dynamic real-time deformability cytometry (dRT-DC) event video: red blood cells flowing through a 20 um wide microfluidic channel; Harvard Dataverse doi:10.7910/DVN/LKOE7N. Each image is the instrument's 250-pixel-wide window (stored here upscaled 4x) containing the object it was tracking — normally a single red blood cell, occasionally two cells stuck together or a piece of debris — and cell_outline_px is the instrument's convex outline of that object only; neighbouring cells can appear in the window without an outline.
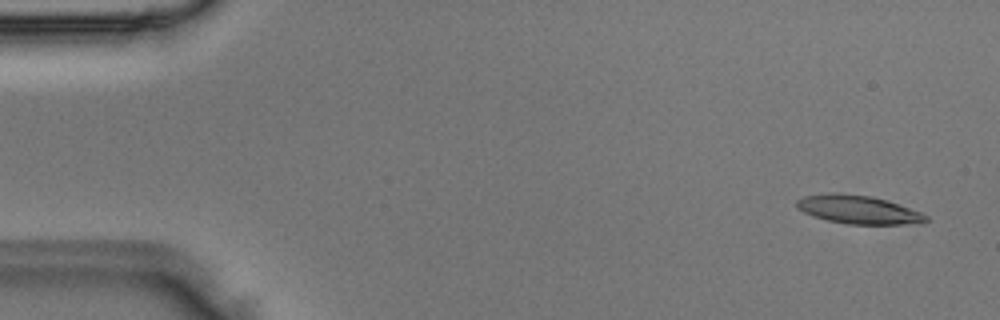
{"species": "Egyptian fruit bat (a non-hibernating species)", "species_latin": "Rousettus aegyptiacus", "temperature_condition": "room temperature", "stored_images_in_passage": 49, "camera_frame_rate_fps": 3000, "um_per_image_px": 0.085, "animal": {"sex": "male"}, "frame": {"image": 1, "passage_image": 3, "time_ms": 0.667, "image_size_px": [1000, 320], "cell_outline_px": [[932, 220], [924, 224], [848, 224], [828, 220], [812, 216], [796, 208], [796, 200], [804, 196], [832, 192], [836, 192], [872, 196], [920, 212], [928, 216]], "centroid_in_image_um": [72.97, 17.82], "position_along_channel_um": 12.0, "area_um2": 21.5}}
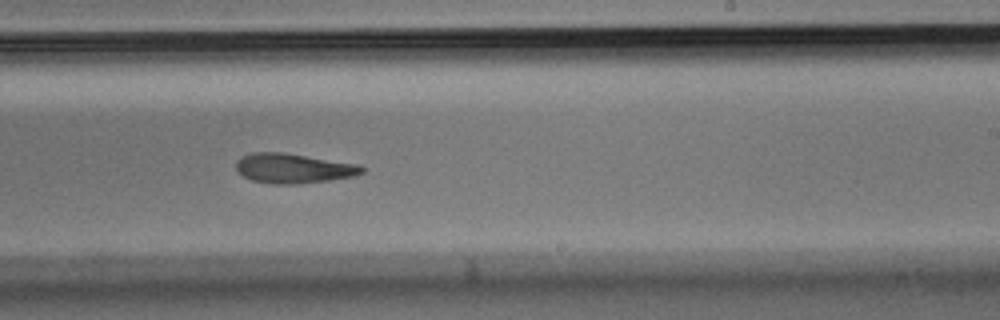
{"frame": {"image": 2, "passage_image": 30, "time_ms": 9.667, "image_size_px": [1000, 320], "cell_outline_px": [[364, 172], [352, 176], [328, 180], [296, 184], [272, 184], [252, 180], [244, 176], [236, 168], [236, 160], [240, 156], [252, 152], [284, 152], [356, 164], [364, 168]], "centroid_in_image_um": [24.88, 14.3], "position_along_channel_um": 264.1, "area_um2": 21.62}}
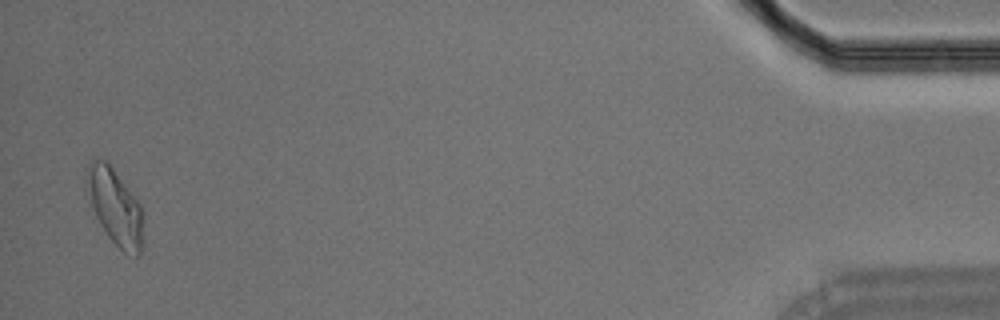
{"frame": {"image": 3, "passage_image": 48, "time_ms": 15.667, "image_size_px": [1000, 320], "cell_outline_px": [[144, 212], [140, 256], [136, 256], [124, 252], [108, 236], [88, 204], [84, 192], [84, 168], [96, 160], [104, 160], [112, 168], [140, 204]], "centroid_in_image_um": [9.72, 17.56], "position_along_channel_um": 425.5, "area_um2": 25.32}}